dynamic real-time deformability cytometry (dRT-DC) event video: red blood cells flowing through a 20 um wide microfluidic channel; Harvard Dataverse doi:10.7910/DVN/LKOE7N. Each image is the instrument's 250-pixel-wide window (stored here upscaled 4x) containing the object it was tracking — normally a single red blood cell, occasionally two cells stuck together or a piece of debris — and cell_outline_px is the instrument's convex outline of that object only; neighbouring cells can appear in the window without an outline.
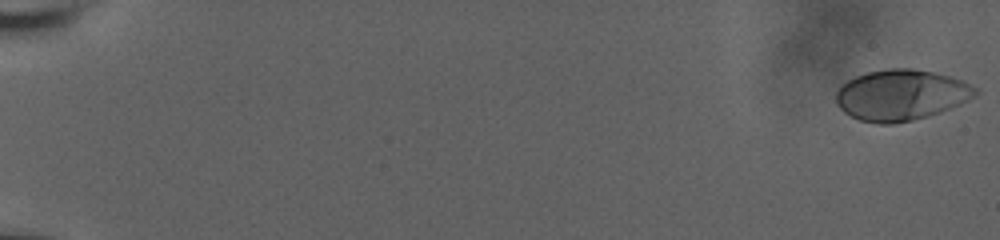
{"species": "human", "species_latin": "Homo sapiens", "temperature_condition": "room temperature", "stored_images_in_passage": 30, "camera_frame_rate_fps": 3000, "um_per_image_px": 0.085, "donor": {"sex": "male"}, "frame": {"image": 1, "passage_image": 1, "time_ms": 0.0, "image_size_px": [1000, 240], "cell_outline_px": [[980, 92], [976, 96], [960, 104], [940, 112], [928, 116], [912, 120], [892, 124], [880, 124], [860, 120], [844, 112], [836, 104], [836, 92], [840, 84], [856, 76], [868, 72], [888, 68], [912, 68], [936, 72], [964, 80], [976, 88]], "centroid_in_image_um": [76.6, 8.06], "position_along_channel_um": 8.4, "area_um2": 41.56}}
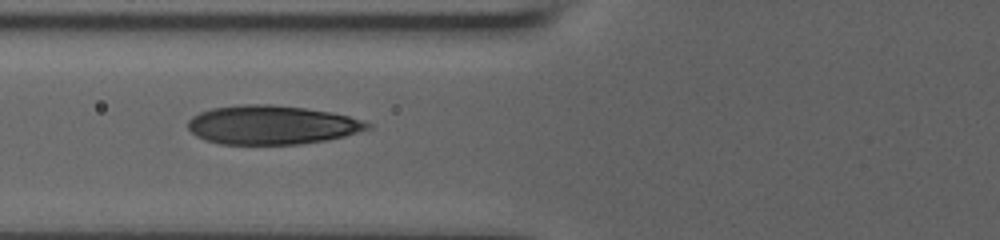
{"frame": {"image": 2, "passage_image": 18, "time_ms": 8.333, "image_size_px": [1000, 240], "cell_outline_px": [[372, 128], [344, 136], [324, 140], [296, 144], [220, 144], [204, 140], [196, 136], [188, 128], [188, 120], [192, 116], [200, 112], [212, 108], [244, 104], [272, 104], [304, 108], [332, 112], [364, 120], [372, 124]], "centroid_in_image_um": [23.09, 10.61], "position_along_channel_um": 102.7, "area_um2": 40.75}}
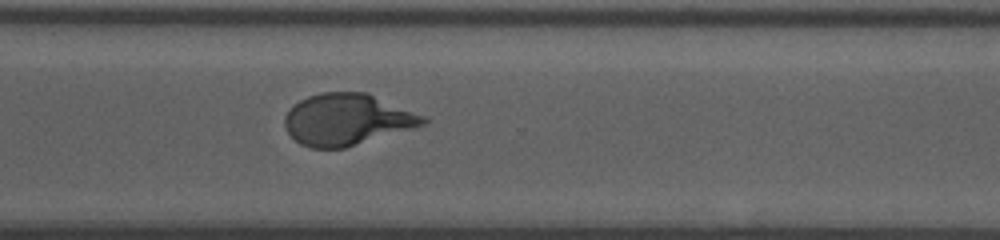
{"frame": {"image": 3, "passage_image": 30, "time_ms": 14.667, "image_size_px": [1000, 240], "cell_outline_px": [[428, 120], [424, 124], [412, 128], [344, 148], [308, 148], [300, 144], [288, 132], [284, 124], [284, 116], [300, 100], [308, 96], [320, 92], [368, 92], [424, 116]], "centroid_in_image_um": [29.48, 10.15], "position_along_channel_um": 341.1, "area_um2": 41.15}}